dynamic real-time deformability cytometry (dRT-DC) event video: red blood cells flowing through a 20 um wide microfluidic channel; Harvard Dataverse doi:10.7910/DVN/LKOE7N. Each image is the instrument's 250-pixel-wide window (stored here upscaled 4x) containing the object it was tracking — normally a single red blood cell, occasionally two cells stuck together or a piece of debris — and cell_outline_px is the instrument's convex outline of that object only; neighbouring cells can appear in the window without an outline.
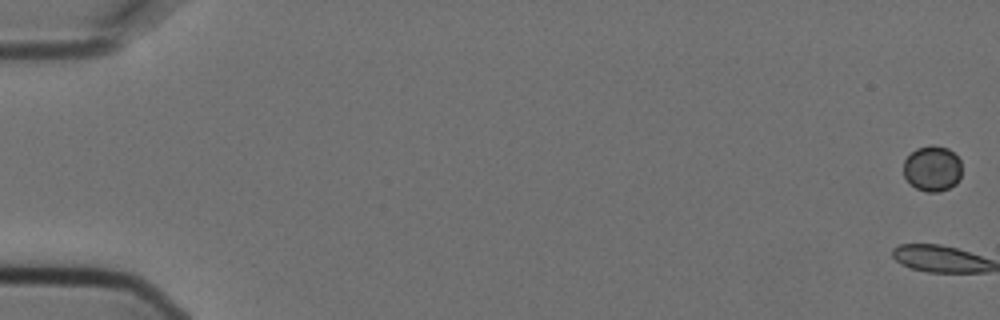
{"species": "Egyptian fruit bat (a non-hibernating species)", "species_latin": "Rousettus aegyptiacus", "temperature_condition": "cold", "stored_images_in_passage": 9, "camera_frame_rate_fps": 3000, "um_per_image_px": 0.085, "animal": {"sex": "female"}, "frame": {"image": 1, "passage_image": 1, "time_ms": 0.0, "image_size_px": [1000, 320], "cell_outline_px": [[960, 180], [956, 184], [940, 192], [928, 192], [916, 188], [904, 176], [904, 160], [916, 148], [928, 144], [932, 144], [948, 148], [960, 160]], "centroid_in_image_um": [79.25, 14.31], "position_along_channel_um": 5.7, "area_um2": 15.49}}
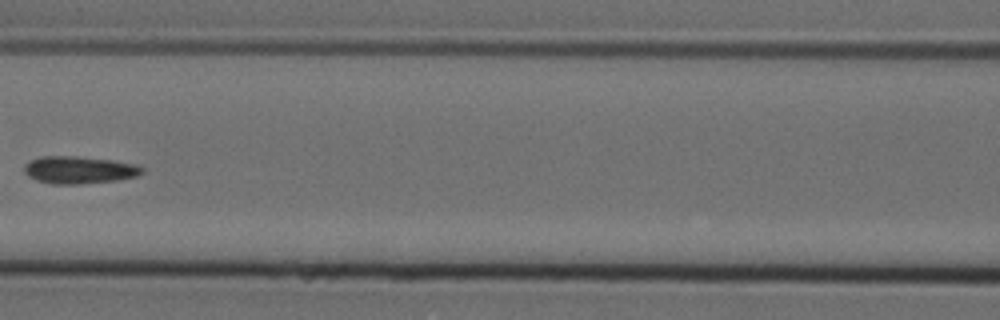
{"frame": {"image": 2, "passage_image": 8, "time_ms": 2.333, "image_size_px": [1000, 320], "cell_outline_px": [[144, 172], [136, 176], [116, 180], [80, 184], [52, 184], [36, 180], [28, 176], [24, 172], [24, 164], [40, 156], [76, 156], [112, 160], [136, 164], [144, 168]], "centroid_in_image_um": [6.72, 14.44], "position_along_channel_um": 159.9, "area_um2": 18.84}}
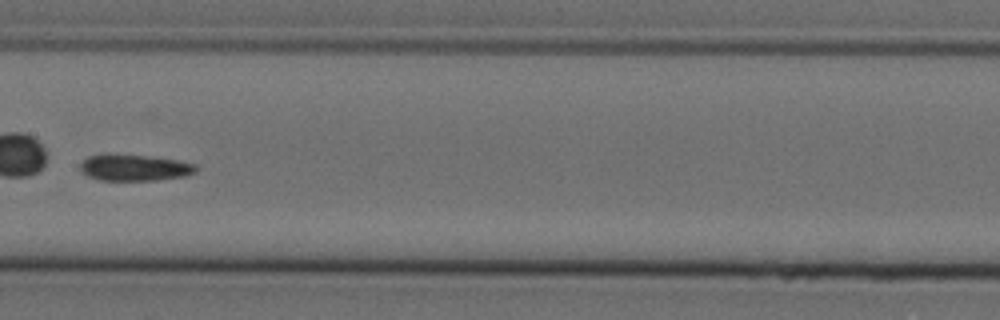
{"frame": {"image": 3, "passage_image": 9, "time_ms": 2.667, "image_size_px": [1000, 320], "cell_outline_px": [[196, 172], [184, 176], [156, 180], [100, 180], [88, 176], [80, 172], [80, 164], [88, 156], [144, 156], [176, 160], [196, 164]], "centroid_in_image_um": [11.44, 14.28], "position_along_channel_um": 196.0, "area_um2": 17.11}}